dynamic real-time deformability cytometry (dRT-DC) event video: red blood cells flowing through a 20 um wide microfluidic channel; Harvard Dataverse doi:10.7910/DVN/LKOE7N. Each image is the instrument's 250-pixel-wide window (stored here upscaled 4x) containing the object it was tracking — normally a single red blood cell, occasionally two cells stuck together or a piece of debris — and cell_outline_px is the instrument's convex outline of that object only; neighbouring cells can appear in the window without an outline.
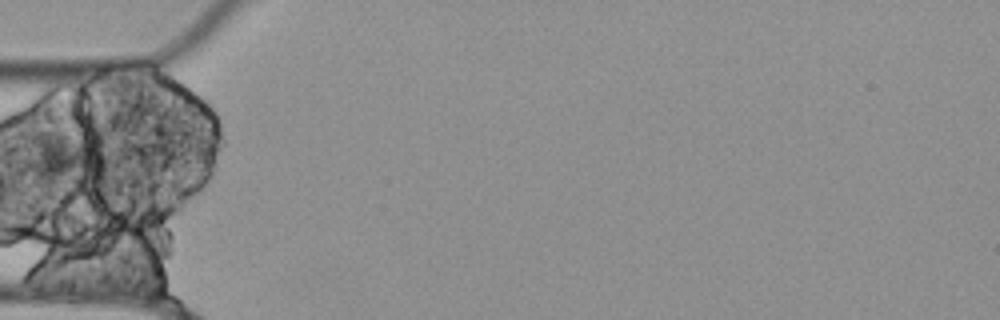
{"species": "Egyptian fruit bat (a non-hibernating species)", "species_latin": "Rousettus aegyptiacus", "temperature_condition": "cold", "stored_images_in_passage": 39, "camera_frame_rate_fps": 3000, "um_per_image_px": 0.085, "animal": {"sex": "female"}, "frame": {"image": 1, "passage_image": 1, "time_ms": 0.0, "image_size_px": [1000, 320], "cell_outline_px": [[104, 164], [100, 168], [64, 180], [44, 180], [40, 176], [36, 152], [40, 140], [44, 132], [88, 144], [100, 148], [104, 160]], "centroid_in_image_um": [5.62, 13.41], "position_along_channel_um": 79.4, "area_um2": 16.82}}
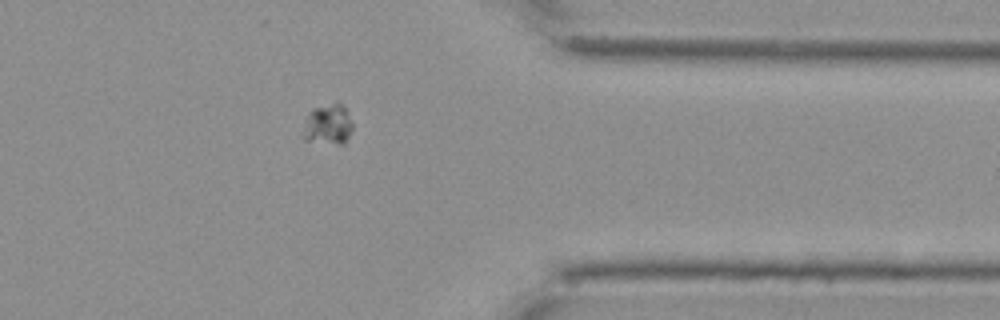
{"frame": {"image": 2, "passage_image": 28, "time_ms": 9.0, "image_size_px": [1000, 320], "cell_outline_px": [[352, 128], [344, 144], [340, 144], [304, 140], [300, 136], [300, 132], [308, 112], [312, 108], [336, 100], [344, 104], [352, 124]], "centroid_in_image_um": [27.82, 10.53], "position_along_channel_um": 383.6, "area_um2": 12.2}}
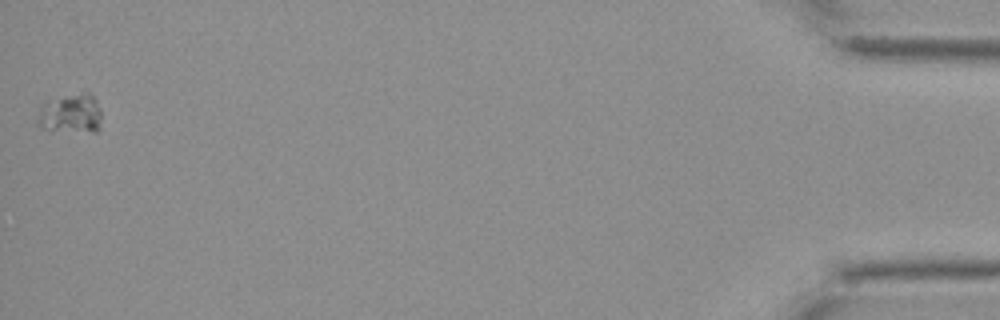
{"frame": {"image": 3, "passage_image": 39, "time_ms": 12.667, "image_size_px": [1000, 320], "cell_outline_px": [[100, 128], [96, 132], [92, 132], [44, 128], [36, 124], [36, 120], [40, 104], [84, 88], [96, 100], [100, 108]], "centroid_in_image_um": [6.02, 9.59], "position_along_channel_um": 429.2, "area_um2": 15.03}}